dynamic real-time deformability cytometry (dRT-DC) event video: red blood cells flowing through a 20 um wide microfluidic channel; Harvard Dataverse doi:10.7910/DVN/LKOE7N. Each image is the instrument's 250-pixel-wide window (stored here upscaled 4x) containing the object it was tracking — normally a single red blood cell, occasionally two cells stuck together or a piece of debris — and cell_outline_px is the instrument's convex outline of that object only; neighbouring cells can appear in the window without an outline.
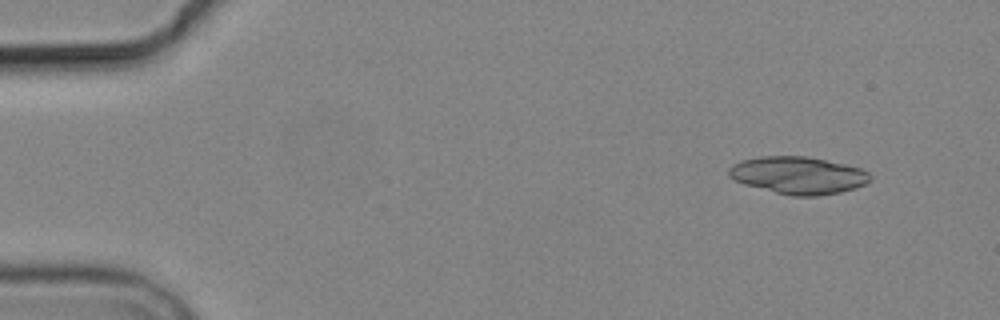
{"species": "common noctule bat (a hibernating species)", "species_latin": "Nyctalus noctula", "temperature_condition": "cold", "stored_images_in_passage": 5, "camera_frame_rate_fps": 3000, "um_per_image_px": 0.085, "animal": {"sex": "male", "body_mass_g": 19.2, "forearm_length_mm": 51.8}, "frame": {"image": 1, "passage_image": 1, "time_ms": 0.0, "image_size_px": [1000, 320], "cell_outline_px": [[872, 180], [856, 188], [840, 192], [820, 196], [792, 196], [744, 184], [728, 176], [728, 168], [732, 164], [740, 160], [760, 156], [808, 156], [844, 164], [860, 168], [868, 172], [872, 176]], "centroid_in_image_um": [67.85, 14.89], "position_along_channel_um": 17.2, "area_um2": 30.87}}